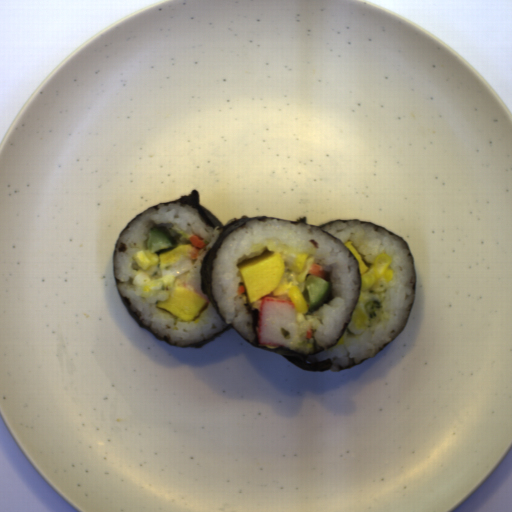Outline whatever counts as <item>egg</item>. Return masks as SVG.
<instances>
[{"mask_svg": "<svg viewBox=\"0 0 512 512\" xmlns=\"http://www.w3.org/2000/svg\"><path fill=\"white\" fill-rule=\"evenodd\" d=\"M263 247L262 255L238 263L244 303L254 310L260 308L265 298H279L289 300L295 312L305 314L311 306L306 280L315 265V249L301 251L272 239L263 240L251 249Z\"/></svg>", "mask_w": 512, "mask_h": 512, "instance_id": "obj_1", "label": "egg"}, {"mask_svg": "<svg viewBox=\"0 0 512 512\" xmlns=\"http://www.w3.org/2000/svg\"><path fill=\"white\" fill-rule=\"evenodd\" d=\"M205 247L175 244L173 248L158 250L143 249L132 257L139 264L132 280L139 294L153 296L164 289L195 287V269L207 254Z\"/></svg>", "mask_w": 512, "mask_h": 512, "instance_id": "obj_2", "label": "egg"}, {"mask_svg": "<svg viewBox=\"0 0 512 512\" xmlns=\"http://www.w3.org/2000/svg\"><path fill=\"white\" fill-rule=\"evenodd\" d=\"M345 247L349 248L357 259L359 264V270L361 275V293L359 297L360 302H366L369 300V295L365 293H381L387 289L382 282L384 279L386 282H391L394 277L393 269L390 268L391 258L389 255H381L367 268L359 250L352 244L351 241L343 243Z\"/></svg>", "mask_w": 512, "mask_h": 512, "instance_id": "obj_3", "label": "egg"}, {"mask_svg": "<svg viewBox=\"0 0 512 512\" xmlns=\"http://www.w3.org/2000/svg\"><path fill=\"white\" fill-rule=\"evenodd\" d=\"M208 301L195 288L184 284L169 289L167 299L155 305L170 312L177 321L195 320L206 307Z\"/></svg>", "mask_w": 512, "mask_h": 512, "instance_id": "obj_4", "label": "egg"}]
</instances>
